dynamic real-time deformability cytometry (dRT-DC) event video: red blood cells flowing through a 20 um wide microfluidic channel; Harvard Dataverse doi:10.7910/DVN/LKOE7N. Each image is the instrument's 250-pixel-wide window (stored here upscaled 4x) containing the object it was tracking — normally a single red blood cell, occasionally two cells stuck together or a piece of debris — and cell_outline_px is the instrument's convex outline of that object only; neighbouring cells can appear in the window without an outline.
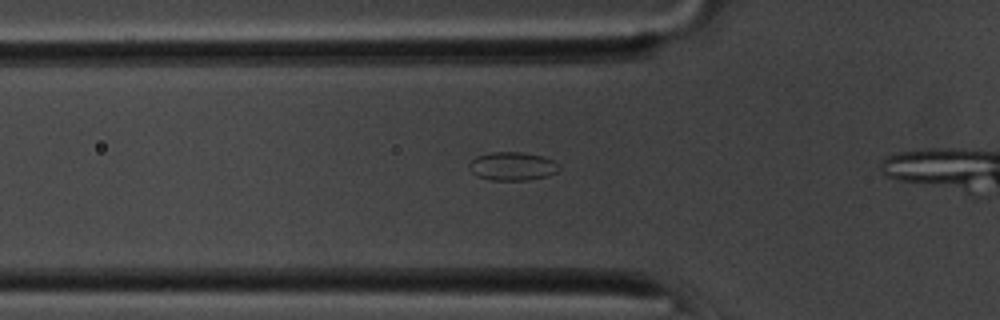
{"species": "common noctule bat (a hibernating species)", "species_latin": "Nyctalus noctula", "temperature_condition": "room temperature", "stored_images_in_passage": 23, "camera_frame_rate_fps": 3000, "um_per_image_px": 0.085, "animal": {"sex": "male", "body_mass_g": 20.1, "forearm_length_mm": 53.5}, "frame": {"image": 1, "passage_image": 12, "time_ms": 3.667, "image_size_px": [1000, 320], "cell_outline_px": [[560, 168], [556, 172], [544, 176], [528, 180], [492, 180], [476, 176], [468, 168], [468, 164], [476, 156], [488, 152], [524, 152], [544, 156], [560, 164]], "centroid_in_image_um": [43.53, 14.11], "position_along_channel_um": 82.3, "area_um2": 15.03}}
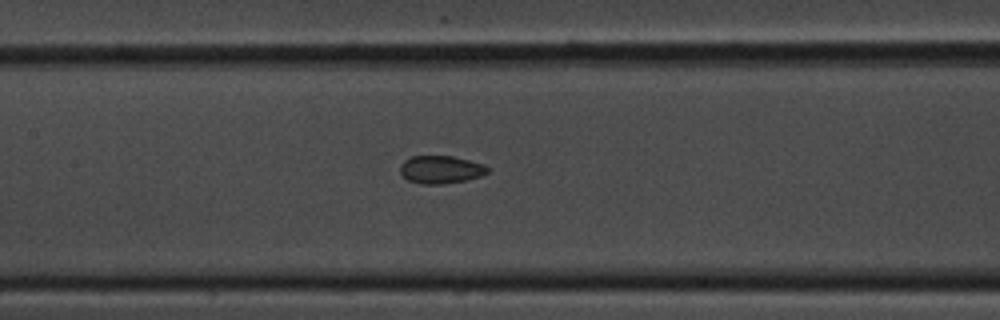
{"frame": {"image": 2, "passage_image": 19, "time_ms": 6.0, "image_size_px": [1000, 320], "cell_outline_px": [[488, 172], [480, 176], [468, 180], [444, 184], [420, 184], [408, 180], [400, 172], [400, 164], [404, 160], [412, 156], [452, 156], [484, 164], [488, 168]], "centroid_in_image_um": [37.45, 14.42], "position_along_channel_um": 169.9, "area_um2": 14.22}}
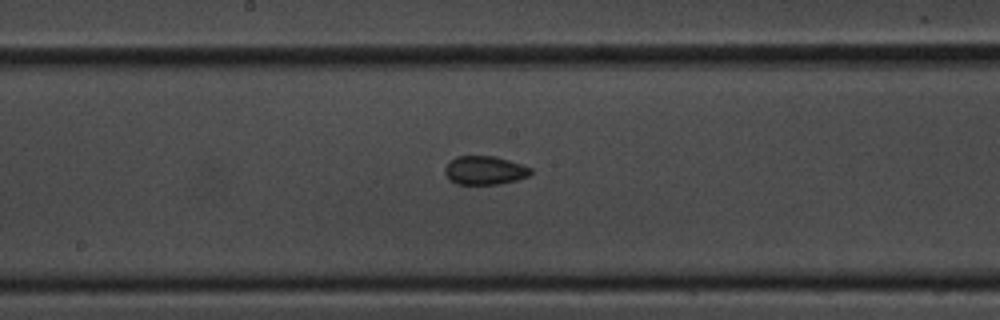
{"frame": {"image": 3, "passage_image": 22, "time_ms": 7.0, "image_size_px": [1000, 320], "cell_outline_px": [[532, 172], [528, 176], [516, 180], [500, 184], [456, 184], [448, 180], [444, 172], [444, 168], [456, 156], [496, 156], [532, 168]], "centroid_in_image_um": [41.18, 14.49], "position_along_channel_um": 207.0, "area_um2": 14.33}}